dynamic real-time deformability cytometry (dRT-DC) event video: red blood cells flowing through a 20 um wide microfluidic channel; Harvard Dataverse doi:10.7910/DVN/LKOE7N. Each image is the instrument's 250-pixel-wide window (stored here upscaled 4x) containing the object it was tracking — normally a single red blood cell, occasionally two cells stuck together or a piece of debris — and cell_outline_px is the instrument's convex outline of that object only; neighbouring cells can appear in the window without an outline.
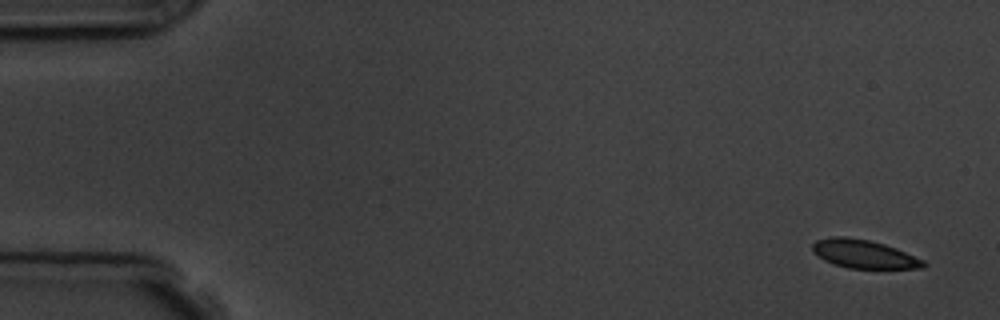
{"species": "common noctule bat (a hibernating species)", "species_latin": "Nyctalus noctula", "temperature_condition": "room temperature", "stored_images_in_passage": 6, "camera_frame_rate_fps": 3000, "um_per_image_px": 0.085, "animal": {"sex": "male", "body_mass_g": 19.5, "forearm_length_mm": 54.6}, "frame": {"image": 1, "passage_image": 1, "time_ms": 0.0, "image_size_px": [1000, 320], "cell_outline_px": [[928, 264], [924, 268], [848, 268], [832, 264], [816, 256], [812, 252], [812, 244], [816, 240], [828, 236], [844, 236], [868, 240], [884, 244], [896, 248], [924, 260]], "centroid_in_image_um": [73.39, 21.59], "position_along_channel_um": 11.6, "area_um2": 18.55}}
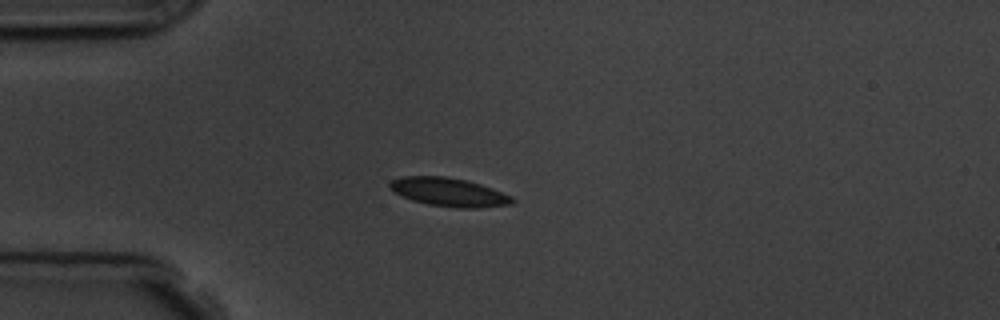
{"frame": {"image": 2, "passage_image": 4, "time_ms": 4.0, "image_size_px": [1000, 320], "cell_outline_px": [[516, 200], [512, 204], [480, 208], [456, 208], [428, 204], [412, 200], [388, 188], [388, 184], [392, 180], [400, 176], [444, 176], [464, 180], [480, 184], [492, 188], [512, 196]], "centroid_in_image_um": [38.17, 16.33], "position_along_channel_um": 46.8, "area_um2": 20.35}}
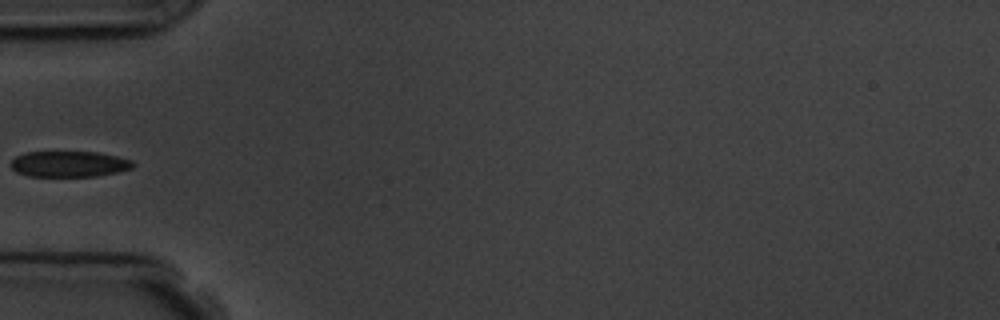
{"frame": {"image": 3, "passage_image": 5, "time_ms": 5.333, "image_size_px": [1000, 320], "cell_outline_px": [[136, 164], [132, 168], [116, 172], [96, 176], [28, 176], [16, 172], [12, 168], [12, 160], [16, 156], [24, 152], [96, 152], [116, 156], [132, 160]], "centroid_in_image_um": [5.88, 13.94], "position_along_channel_um": 79.1, "area_um2": 18.32}}